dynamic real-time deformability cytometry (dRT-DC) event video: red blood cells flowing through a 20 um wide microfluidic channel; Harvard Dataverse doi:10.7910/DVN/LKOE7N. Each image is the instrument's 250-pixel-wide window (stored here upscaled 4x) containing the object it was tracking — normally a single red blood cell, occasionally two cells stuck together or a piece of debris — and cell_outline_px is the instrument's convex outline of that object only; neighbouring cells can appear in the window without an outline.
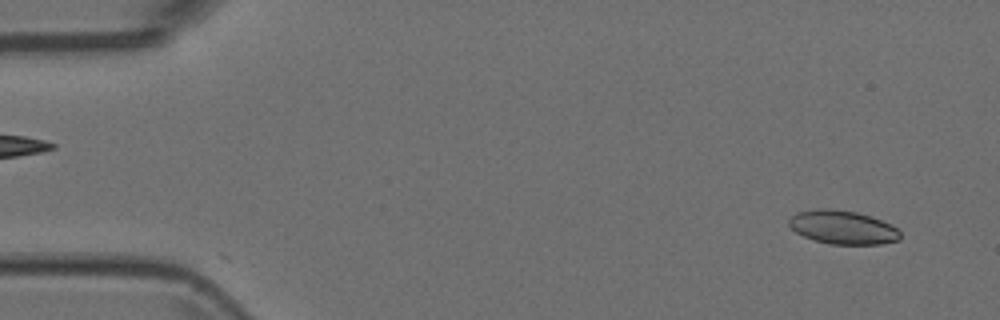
{"species": "Egyptian fruit bat (a non-hibernating species)", "species_latin": "Rousettus aegyptiacus", "temperature_condition": "room temperature", "stored_images_in_passage": 4, "camera_frame_rate_fps": 3000, "um_per_image_px": 0.085, "animal": {"sex": "female"}, "frame": {"image": 1, "passage_image": 1, "time_ms": 0.0, "image_size_px": [1000, 320], "cell_outline_px": [[900, 240], [880, 244], [832, 244], [816, 240], [804, 236], [796, 232], [788, 224], [788, 220], [796, 212], [816, 208], [828, 208], [856, 212], [872, 216], [892, 224], [900, 232]], "centroid_in_image_um": [71.64, 19.31], "position_along_channel_um": 13.4, "area_um2": 21.85}}
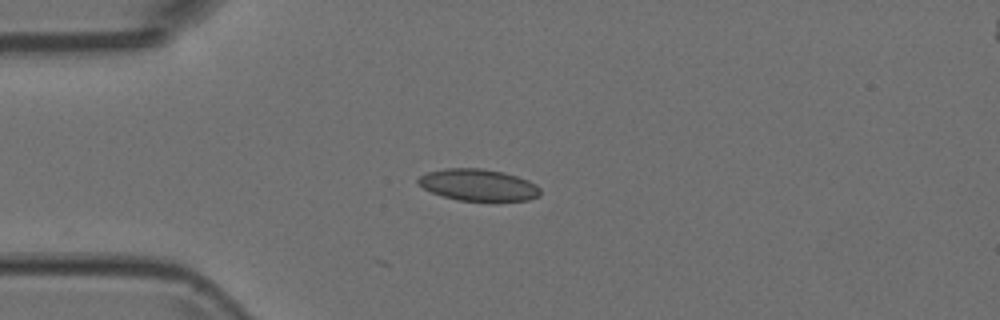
{"frame": {"image": 2, "passage_image": 4, "time_ms": 1.0, "image_size_px": [1000, 320], "cell_outline_px": [[540, 196], [528, 200], [496, 204], [456, 200], [432, 192], [424, 188], [416, 180], [420, 176], [428, 172], [444, 168], [480, 168], [504, 172], [528, 180], [536, 184], [540, 188]], "centroid_in_image_um": [40.72, 15.77], "position_along_channel_um": 44.3, "area_um2": 23.41}}